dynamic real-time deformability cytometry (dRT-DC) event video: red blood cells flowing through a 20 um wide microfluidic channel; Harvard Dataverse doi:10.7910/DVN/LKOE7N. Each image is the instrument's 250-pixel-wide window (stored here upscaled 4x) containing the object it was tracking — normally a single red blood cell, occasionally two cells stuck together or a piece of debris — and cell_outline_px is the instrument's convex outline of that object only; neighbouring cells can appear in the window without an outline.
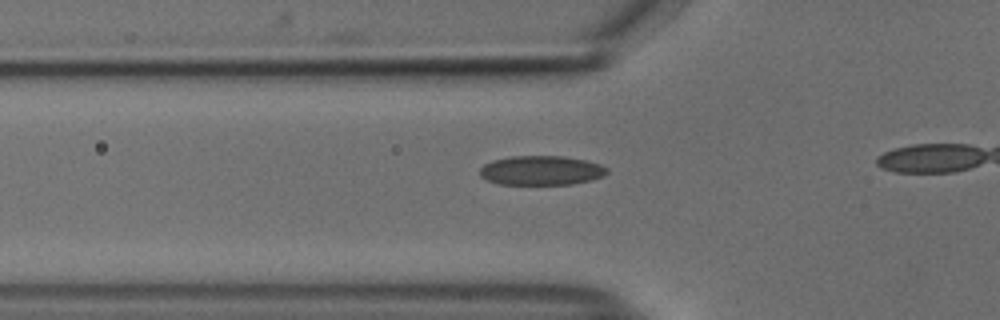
{"species": "common noctule bat (a hibernating species)", "species_latin": "Nyctalus noctula", "temperature_condition": "cold", "stored_images_in_passage": 18, "camera_frame_rate_fps": 3000, "um_per_image_px": 0.085, "animal": {"sex": "male", "body_mass_g": 18.8}, "frame": {"image": 1, "passage_image": 13, "time_ms": 4.0, "image_size_px": [1000, 320], "cell_outline_px": [[608, 172], [604, 176], [592, 180], [572, 184], [500, 184], [484, 180], [480, 176], [480, 168], [484, 164], [492, 160], [512, 156], [560, 156], [584, 160], [600, 164], [608, 168]], "centroid_in_image_um": [45.99, 14.49], "position_along_channel_um": 79.8, "area_um2": 21.85}}
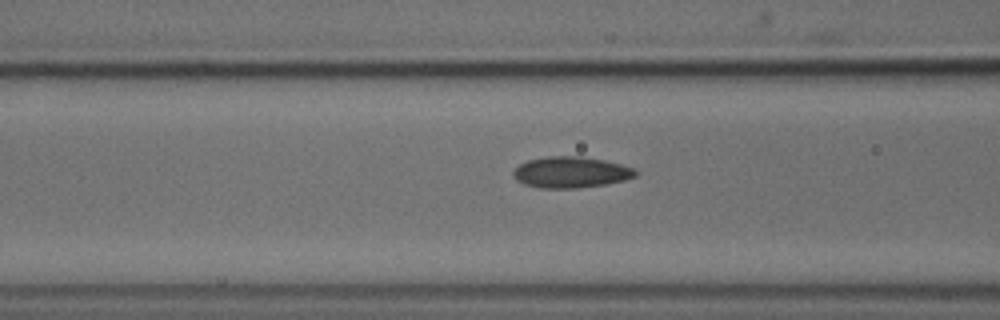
{"frame": {"image": 2, "passage_image": 16, "time_ms": 5.0, "image_size_px": [1000, 320], "cell_outline_px": [[636, 176], [624, 180], [608, 184], [576, 188], [540, 188], [524, 184], [516, 180], [512, 176], [512, 172], [520, 164], [528, 160], [548, 156], [580, 156], [604, 160], [636, 168]], "centroid_in_image_um": [48.52, 14.64], "position_along_channel_um": 118.1, "area_um2": 22.25}}